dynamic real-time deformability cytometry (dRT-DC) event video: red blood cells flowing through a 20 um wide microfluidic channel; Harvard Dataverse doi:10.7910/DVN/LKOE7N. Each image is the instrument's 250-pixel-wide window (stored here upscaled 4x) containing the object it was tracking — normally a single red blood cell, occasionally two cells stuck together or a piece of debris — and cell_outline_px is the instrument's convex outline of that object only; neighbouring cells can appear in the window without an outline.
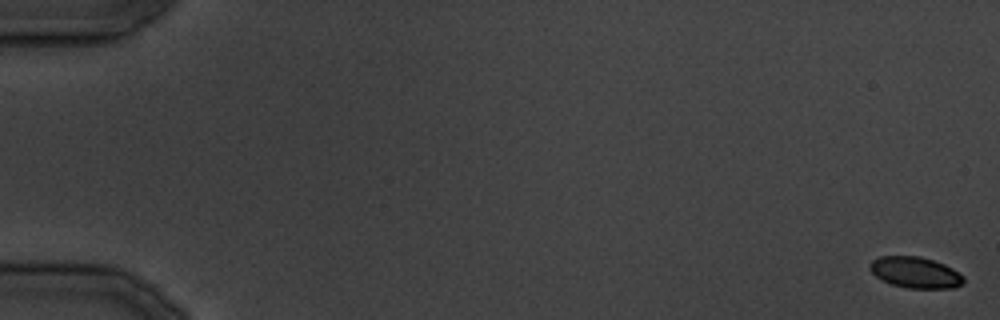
{"species": "common noctule bat (a hibernating species)", "species_latin": "Nyctalus noctula", "temperature_condition": "cold", "stored_images_in_passage": 14, "camera_frame_rate_fps": 3000, "um_per_image_px": 0.085, "animal": {"sex": "male", "body_mass_g": 19.5, "forearm_length_mm": 54.6}, "frame": {"image": 1, "passage_image": 1, "time_ms": 0.0, "image_size_px": [1000, 320], "cell_outline_px": [[964, 284], [952, 288], [908, 288], [892, 284], [876, 276], [868, 268], [868, 264], [872, 260], [880, 256], [920, 256], [944, 264], [952, 268], [964, 276]], "centroid_in_image_um": [77.81, 23.15], "position_along_channel_um": 7.2, "area_um2": 16.99}}
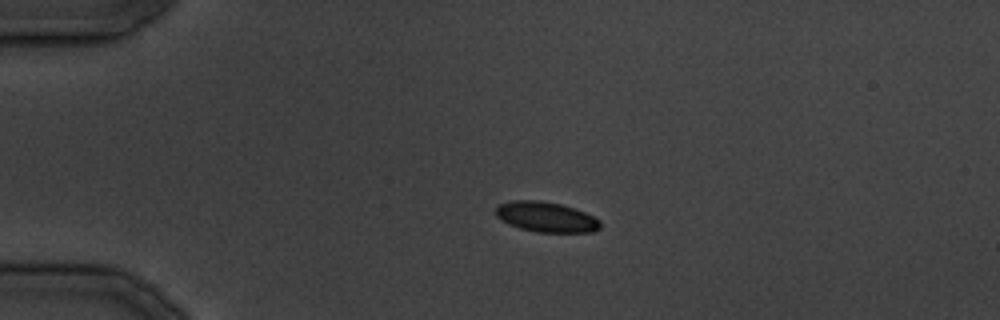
{"frame": {"image": 2, "passage_image": 9, "time_ms": 10.0, "image_size_px": [1000, 320], "cell_outline_px": [[600, 228], [592, 232], [536, 232], [520, 228], [508, 224], [496, 216], [496, 208], [500, 204], [512, 200], [540, 200], [560, 204], [584, 212], [600, 220]], "centroid_in_image_um": [46.4, 18.44], "position_along_channel_um": 38.6, "area_um2": 18.26}}